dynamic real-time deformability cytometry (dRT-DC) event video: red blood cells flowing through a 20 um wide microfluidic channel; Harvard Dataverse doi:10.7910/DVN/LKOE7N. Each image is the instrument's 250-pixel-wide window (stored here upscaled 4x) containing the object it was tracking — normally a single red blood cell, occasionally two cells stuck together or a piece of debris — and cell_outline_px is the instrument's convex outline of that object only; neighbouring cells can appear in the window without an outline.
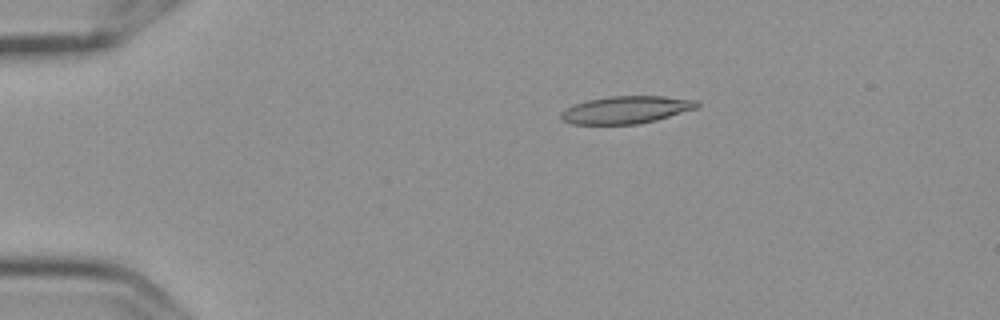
{"species": "Egyptian fruit bat (a non-hibernating species)", "species_latin": "Rousettus aegyptiacus", "temperature_condition": "cold", "stored_images_in_passage": 2, "camera_frame_rate_fps": 3000, "um_per_image_px": 0.085, "frame": {"image": 1, "passage_image": 1, "time_ms": 0.0, "image_size_px": [1000, 320], "cell_outline_px": [[700, 104], [696, 108], [656, 120], [636, 124], [572, 124], [560, 120], [560, 112], [564, 108], [588, 100], [608, 96], [664, 96], [700, 100]], "centroid_in_image_um": [53.2, 9.33], "position_along_channel_um": 31.8, "area_um2": 21.85}}